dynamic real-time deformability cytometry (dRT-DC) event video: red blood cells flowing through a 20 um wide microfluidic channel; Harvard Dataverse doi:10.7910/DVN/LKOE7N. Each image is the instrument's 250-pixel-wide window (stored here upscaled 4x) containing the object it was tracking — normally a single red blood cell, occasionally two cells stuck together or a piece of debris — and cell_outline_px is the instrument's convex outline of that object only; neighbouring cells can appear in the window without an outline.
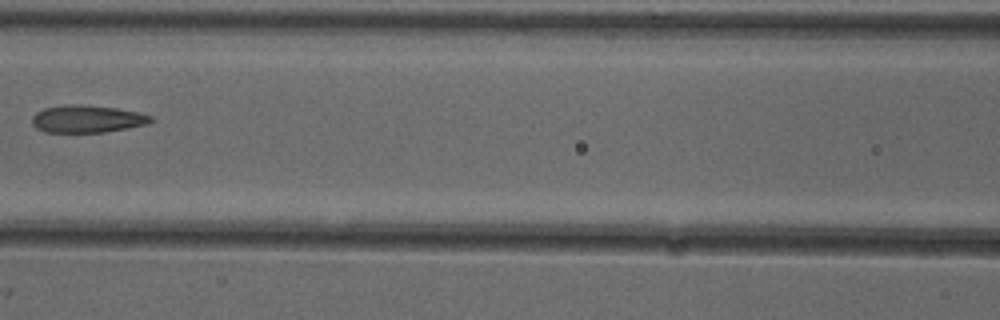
{"species": "common noctule bat (a hibernating species)", "species_latin": "Nyctalus noctula", "temperature_condition": "cold", "stored_images_in_passage": 5, "camera_frame_rate_fps": 3000, "um_per_image_px": 0.085, "animal": {"sex": "female"}, "frame": {"image": 1, "passage_image": 4, "time_ms": 1.0, "image_size_px": [1000, 320], "cell_outline_px": [[152, 120], [148, 124], [128, 128], [104, 132], [44, 132], [36, 128], [32, 124], [32, 116], [36, 112], [44, 108], [68, 104], [80, 104], [116, 108], [140, 112], [152, 116]], "centroid_in_image_um": [7.4, 10.1], "position_along_channel_um": 159.2, "area_um2": 19.07}}
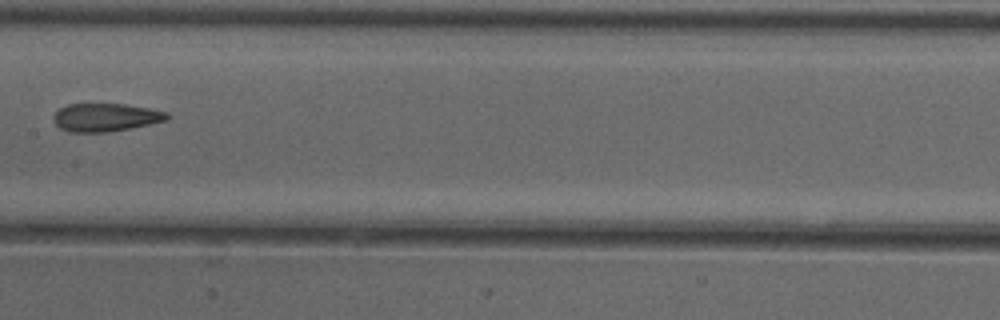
{"frame": {"image": 2, "passage_image": 5, "time_ms": 1.333, "image_size_px": [1000, 320], "cell_outline_px": [[172, 116], [168, 120], [108, 132], [68, 132], [60, 128], [52, 120], [52, 116], [60, 108], [68, 104], [124, 104], [148, 108], [168, 112]], "centroid_in_image_um": [8.97, 9.97], "position_along_channel_um": 198.4, "area_um2": 18.61}}